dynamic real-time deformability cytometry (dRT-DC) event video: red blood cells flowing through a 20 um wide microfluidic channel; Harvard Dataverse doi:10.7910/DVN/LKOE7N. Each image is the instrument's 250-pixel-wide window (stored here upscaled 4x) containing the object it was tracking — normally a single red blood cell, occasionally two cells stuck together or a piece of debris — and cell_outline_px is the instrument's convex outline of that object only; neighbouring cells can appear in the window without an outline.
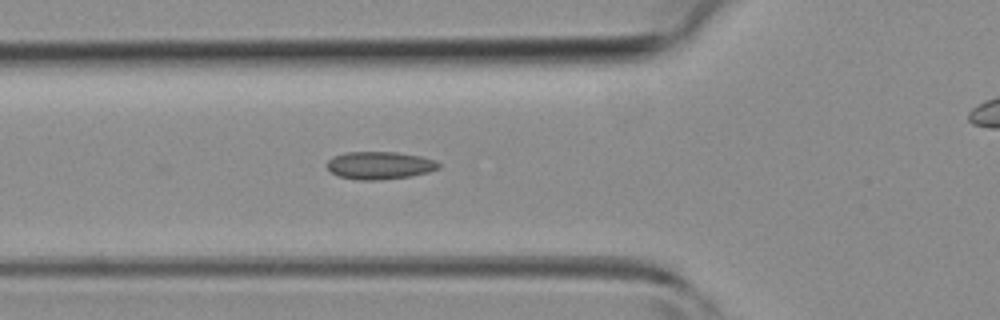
{"species": "common noctule bat (a hibernating species)", "species_latin": "Nyctalus noctula", "temperature_condition": "room temperature", "stored_images_in_passage": 32, "camera_frame_rate_fps": 3000, "um_per_image_px": 0.085, "animal": {"sex": "female", "body_mass_g": 19.3, "forearm_length_mm": 54.1}, "frame": {"image": 1, "passage_image": 2, "time_ms": 0.333, "image_size_px": [1000, 320], "cell_outline_px": [[440, 168], [428, 172], [408, 176], [380, 180], [356, 180], [340, 176], [332, 172], [328, 168], [328, 160], [332, 156], [348, 152], [396, 152], [420, 156], [436, 160], [440, 164]], "centroid_in_image_um": [32.28, 14.05], "position_along_channel_um": 93.5, "area_um2": 17.92}}
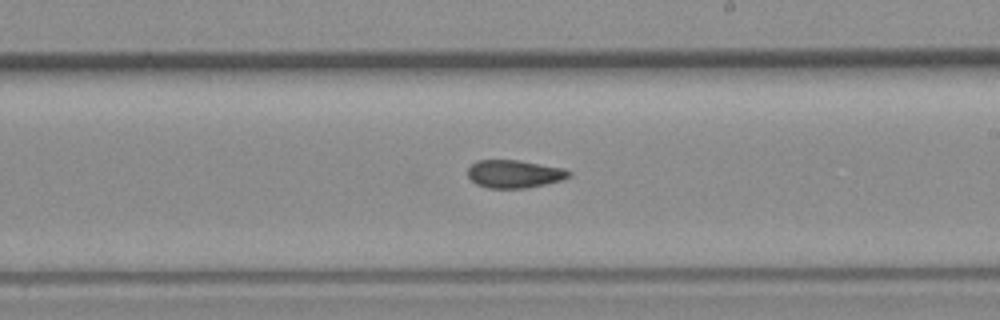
{"frame": {"image": 2, "passage_image": 12, "time_ms": 3.667, "image_size_px": [1000, 320], "cell_outline_px": [[572, 176], [564, 180], [524, 188], [488, 188], [476, 184], [468, 176], [468, 168], [476, 160], [516, 160], [564, 168], [572, 172]], "centroid_in_image_um": [43.74, 14.78], "position_along_channel_um": 245.3, "area_um2": 16.47}}
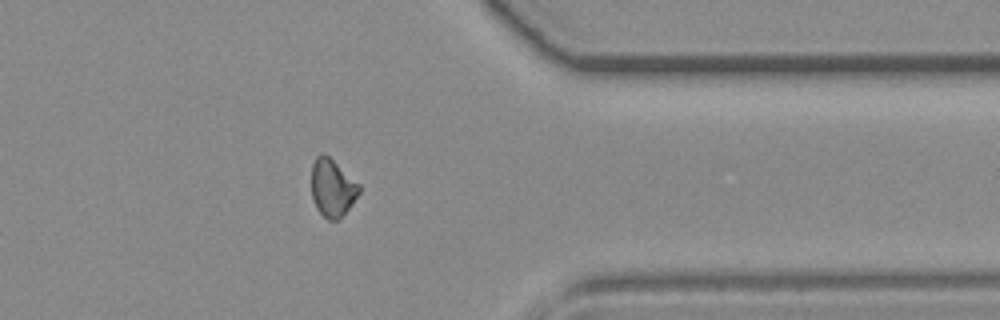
{"frame": {"image": 3, "passage_image": 22, "time_ms": 7.0, "image_size_px": [1000, 320], "cell_outline_px": [[360, 192], [348, 208], [336, 220], [328, 220], [316, 208], [312, 200], [312, 164], [316, 156], [324, 152], [360, 184]], "centroid_in_image_um": [28.23, 15.94], "position_along_channel_um": 383.2, "area_um2": 15.84}}